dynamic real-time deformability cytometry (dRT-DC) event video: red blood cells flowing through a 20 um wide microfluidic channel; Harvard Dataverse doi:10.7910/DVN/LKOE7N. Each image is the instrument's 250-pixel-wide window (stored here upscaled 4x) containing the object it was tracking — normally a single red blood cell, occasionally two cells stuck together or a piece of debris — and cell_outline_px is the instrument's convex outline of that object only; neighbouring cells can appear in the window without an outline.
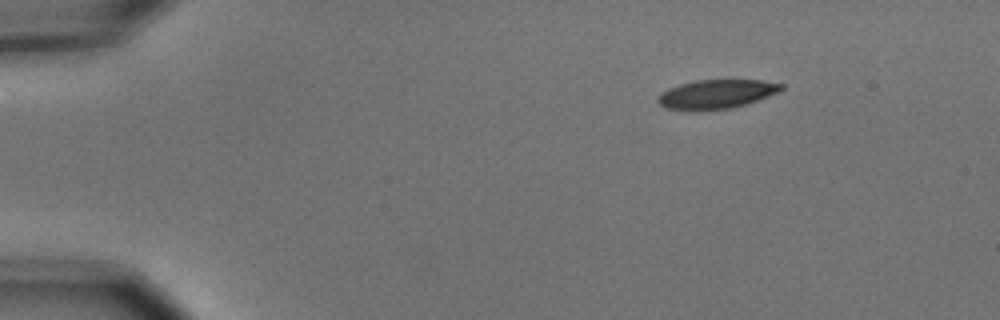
{"species": "common noctule bat (a hibernating species)", "species_latin": "Nyctalus noctula", "temperature_condition": "cold", "stored_images_in_passage": 48, "camera_frame_rate_fps": 3000, "um_per_image_px": 0.085, "animal": {"sex": "male", "body_mass_g": 15.6}, "frame": {"image": 1, "passage_image": 1, "time_ms": 0.0, "image_size_px": [1000, 320], "cell_outline_px": [[784, 88], [780, 92], [732, 108], [664, 108], [656, 100], [660, 92], [668, 88], [680, 84], [696, 80], [760, 80], [784, 84]], "centroid_in_image_um": [60.92, 7.95], "position_along_channel_um": 24.1, "area_um2": 20.23}}
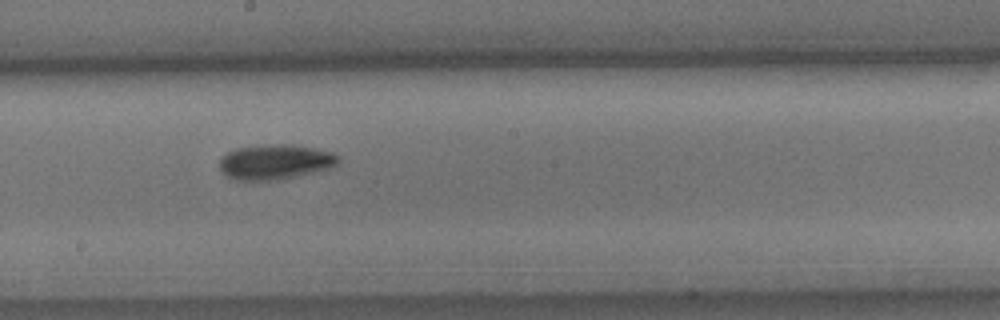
{"frame": {"image": 2, "passage_image": 24, "time_ms": 7.667, "image_size_px": [1000, 320], "cell_outline_px": [[340, 160], [336, 164], [328, 168], [296, 176], [276, 180], [236, 180], [228, 176], [220, 168], [220, 156], [236, 148], [280, 144], [284, 144], [312, 148], [332, 152], [340, 156]], "centroid_in_image_um": [23.38, 13.76], "position_along_channel_um": 224.8, "area_um2": 23.76}}
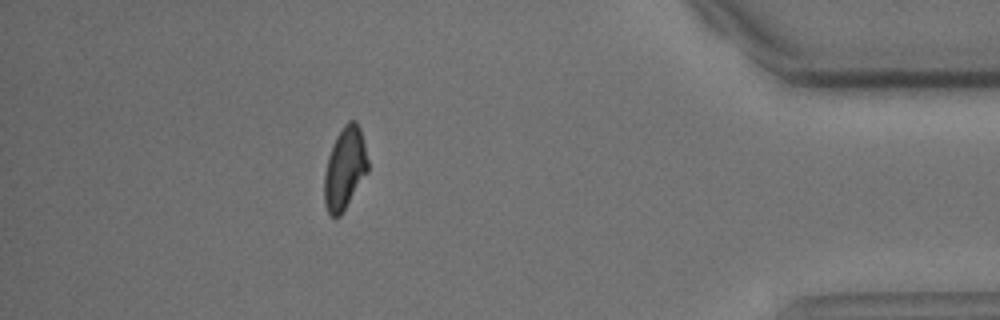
{"frame": {"image": 3, "passage_image": 42, "time_ms": 13.667, "image_size_px": [1000, 320], "cell_outline_px": [[368, 172], [340, 216], [336, 220], [328, 216], [324, 204], [324, 172], [328, 156], [332, 144], [336, 136], [344, 124], [348, 120], [356, 120], [360, 128], [368, 160]], "centroid_in_image_um": [29.28, 14.34], "position_along_channel_um": 405.9, "area_um2": 21.21}, "authors_computed_cell_mechanics": {"area_um2": 22.3397, "velocity_mm_per_s": 3.6987, "shape_relaxation_time_tau1_ms": 3.2851, "shape_relaxation_time_tau2_ms": null, "deformation_change_tau1": 0.1215, "deformation_change_tau2": null}}